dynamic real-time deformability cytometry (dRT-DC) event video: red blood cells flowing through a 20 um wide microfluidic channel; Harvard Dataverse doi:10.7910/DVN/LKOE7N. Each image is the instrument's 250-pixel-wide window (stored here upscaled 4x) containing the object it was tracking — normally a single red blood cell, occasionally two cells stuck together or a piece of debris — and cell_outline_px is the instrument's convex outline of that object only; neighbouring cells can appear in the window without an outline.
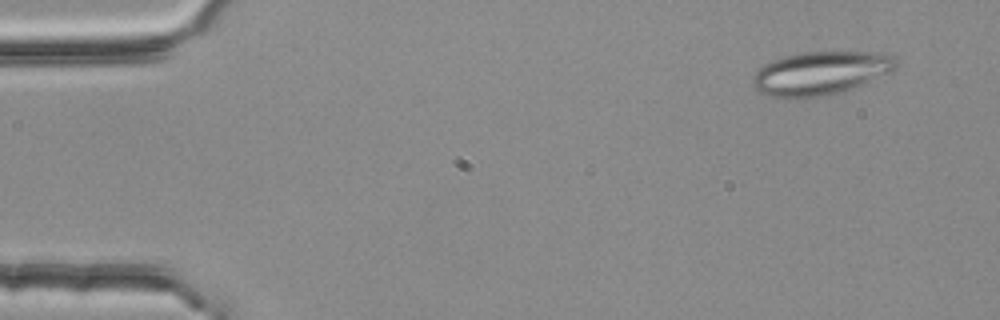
{"species": "common noctule bat (a hibernating species)", "species_latin": "Nyctalus noctula", "temperature_condition": "room temperature", "stored_images_in_passage": 3, "camera_frame_rate_fps": 3000, "um_per_image_px": 0.085, "animal": {"sex": "female", "body_mass_g": 25.1}, "frame": {"image": 1, "passage_image": 1, "time_ms": 0.0, "image_size_px": [1000, 320], "cell_outline_px": [[896, 68], [856, 88], [844, 92], [824, 96], [792, 100], [784, 100], [768, 96], [756, 92], [752, 84], [752, 76], [764, 64], [772, 60], [784, 56], [804, 52], [884, 52], [892, 56], [896, 60]], "centroid_in_image_um": [69.68, 6.26], "position_along_channel_um": 15.3, "area_um2": 37.05}}